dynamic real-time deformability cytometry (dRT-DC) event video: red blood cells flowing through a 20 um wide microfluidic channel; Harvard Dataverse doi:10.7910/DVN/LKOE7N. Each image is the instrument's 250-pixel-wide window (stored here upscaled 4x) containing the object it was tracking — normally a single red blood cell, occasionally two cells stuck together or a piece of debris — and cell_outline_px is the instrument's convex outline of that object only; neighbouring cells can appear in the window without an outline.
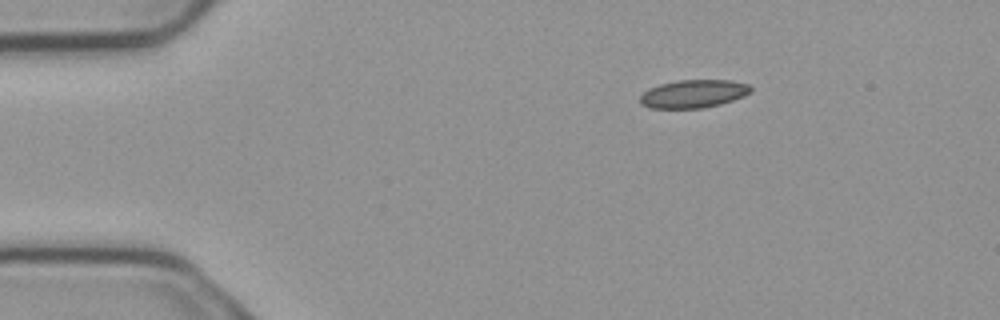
{"species": "common noctule bat (a hibernating species)", "species_latin": "Nyctalus noctula", "temperature_condition": "cold", "stored_images_in_passage": 5, "camera_frame_rate_fps": 3000, "um_per_image_px": 0.085, "animal": {"sex": "male", "body_mass_g": 23.1, "forearm_length_mm": 52.7}, "frame": {"image": 1, "passage_image": 5, "time_ms": 1.333, "image_size_px": [1000, 320], "cell_outline_px": [[752, 92], [744, 96], [720, 104], [700, 108], [652, 108], [640, 104], [640, 96], [648, 88], [660, 84], [676, 80], [728, 80], [748, 84], [752, 88]], "centroid_in_image_um": [58.94, 7.96], "position_along_channel_um": 26.1, "area_um2": 18.09}}